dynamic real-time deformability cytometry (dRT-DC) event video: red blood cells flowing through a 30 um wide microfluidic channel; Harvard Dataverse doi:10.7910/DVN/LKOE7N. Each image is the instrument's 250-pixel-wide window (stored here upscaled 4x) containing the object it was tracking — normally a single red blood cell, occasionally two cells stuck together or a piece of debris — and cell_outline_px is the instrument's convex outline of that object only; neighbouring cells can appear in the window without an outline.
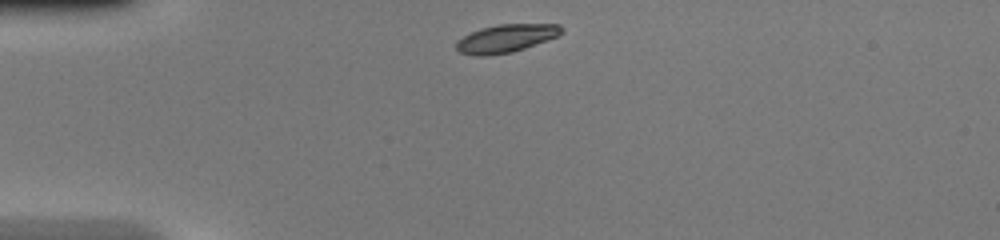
{"species": "common noctule bat (a hibernating species)", "species_latin": "Nyctalus noctula", "temperature_condition": "warm", "stored_images_in_passage": 30, "camera_frame_rate_fps": 3000, "um_per_image_px": 0.085, "animal": {"sex": "female", "body_mass_g": 20.0, "forearm_length_mm": 54.0}, "frame": {"image": 1, "passage_image": 1, "time_ms": 0.0, "image_size_px": [1000, 240], "cell_outline_px": [[564, 32], [548, 40], [512, 52], [488, 56], [472, 56], [460, 52], [456, 48], [456, 40], [480, 28], [496, 24], [560, 24], [564, 28]], "centroid_in_image_um": [43.01, 3.26], "position_along_channel_um": 42.0, "area_um2": 17.34}}
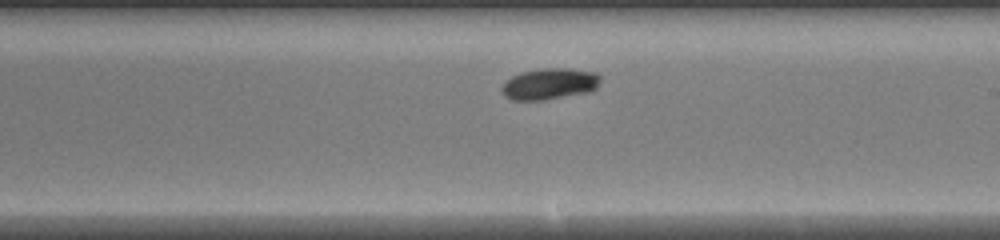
{"frame": {"image": 2, "passage_image": 18, "time_ms": 5.667, "image_size_px": [1000, 240], "cell_outline_px": [[600, 80], [596, 88], [588, 92], [544, 100], [512, 100], [504, 96], [500, 88], [512, 76], [520, 72], [540, 68], [568, 68], [596, 72], [600, 76]], "centroid_in_image_um": [46.7, 7.12], "position_along_channel_um": 242.3, "area_um2": 18.03}}
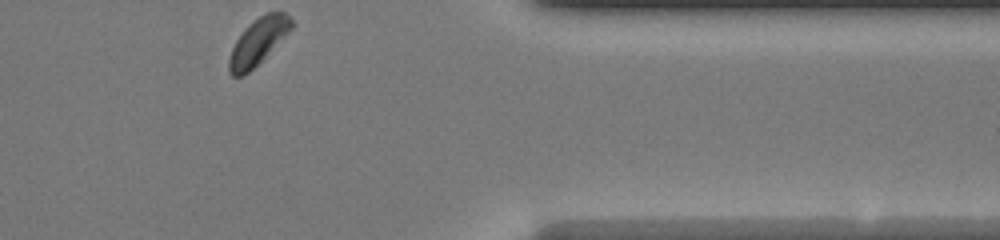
{"frame": {"image": 3, "passage_image": 30, "time_ms": 9.667, "image_size_px": [1000, 240], "cell_outline_px": [[296, 24], [248, 72], [240, 76], [232, 76], [228, 72], [228, 60], [232, 48], [236, 40], [244, 28], [248, 24], [260, 16], [268, 12], [284, 12]], "centroid_in_image_um": [21.91, 3.51], "position_along_channel_um": 389.5, "area_um2": 16.42}, "authors_computed_cell_mechanics": {"area_um2": 17.8602, "velocity_mm_per_s": 4.1173, "shape_relaxation_time_tau1_ms": 2.7309, "shape_relaxation_time_tau2_ms": null, "deformation_change_tau1": 0.1574, "deformation_change_tau2": null}}